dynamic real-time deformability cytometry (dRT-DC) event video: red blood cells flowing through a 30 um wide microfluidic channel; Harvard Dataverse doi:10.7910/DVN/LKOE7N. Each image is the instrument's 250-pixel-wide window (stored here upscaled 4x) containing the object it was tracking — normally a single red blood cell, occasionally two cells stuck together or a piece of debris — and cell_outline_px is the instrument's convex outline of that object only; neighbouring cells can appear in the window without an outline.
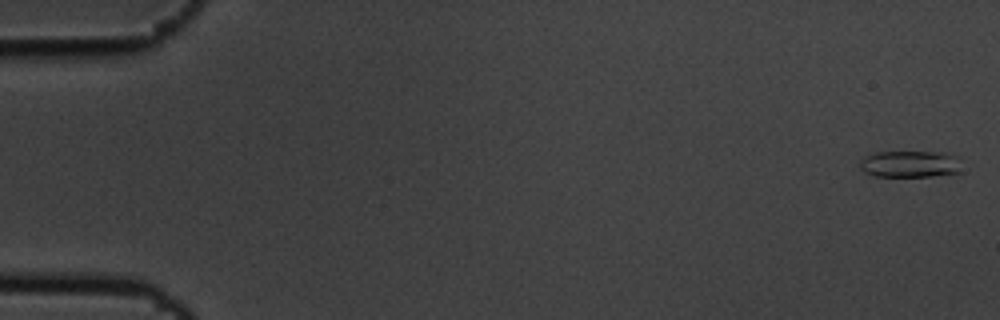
{"species": "common noctule bat (a hibernating species)", "species_latin": "Nyctalus noctula", "temperature_condition": "cold", "stored_images_in_passage": 15, "camera_frame_rate_fps": 3000, "um_per_image_px": 0.085, "animal": {"sex": "male", "body_mass_g": 19.5, "forearm_length_mm": 54.6}, "frame": {"image": 1, "passage_image": 1, "time_ms": 0.0, "image_size_px": [1000, 320], "cell_outline_px": [[960, 172], [932, 176], [876, 176], [864, 172], [860, 168], [860, 160], [864, 156], [872, 152], [944, 152], [948, 156]], "centroid_in_image_um": [77.14, 13.95], "position_along_channel_um": 7.9, "area_um2": 15.2}}
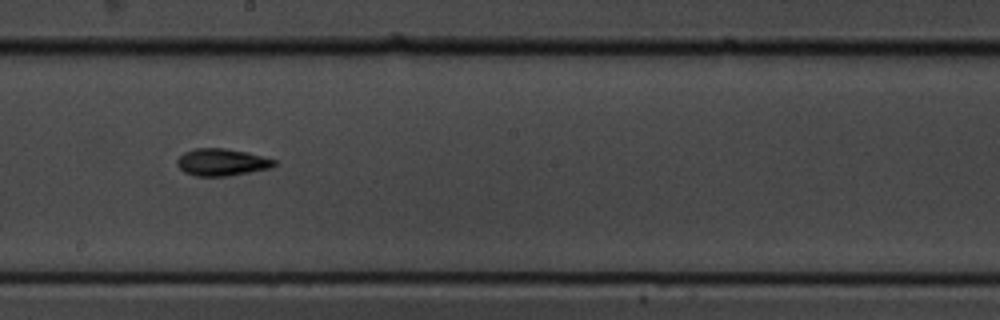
{"frame": {"image": 2, "passage_image": 9, "time_ms": 2.667, "image_size_px": [1000, 320], "cell_outline_px": [[276, 164], [272, 168], [228, 176], [196, 176], [184, 172], [176, 164], [176, 160], [184, 152], [196, 148], [224, 148], [248, 152], [276, 160]], "centroid_in_image_um": [18.86, 13.79], "position_along_channel_um": 229.3, "area_um2": 15.43}}
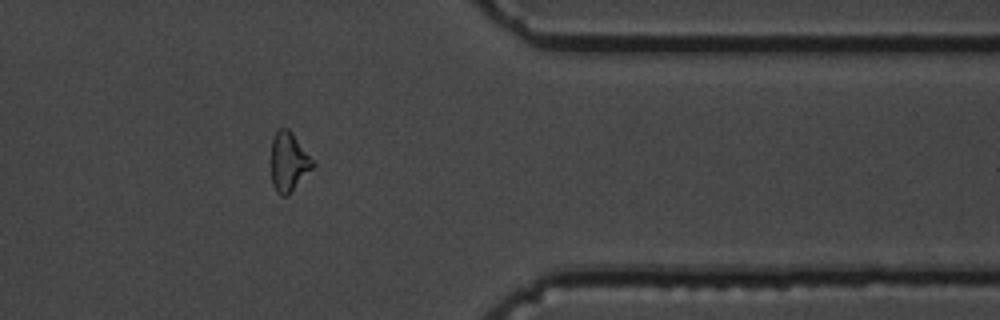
{"frame": {"image": 3, "passage_image": 13, "time_ms": 4.0, "image_size_px": [1000, 320], "cell_outline_px": [[316, 164], [288, 196], [280, 196], [276, 192], [272, 184], [272, 140], [276, 132], [280, 128], [288, 128], [292, 132]], "centroid_in_image_um": [24.54, 13.78], "position_along_channel_um": 386.9, "area_um2": 14.28}}